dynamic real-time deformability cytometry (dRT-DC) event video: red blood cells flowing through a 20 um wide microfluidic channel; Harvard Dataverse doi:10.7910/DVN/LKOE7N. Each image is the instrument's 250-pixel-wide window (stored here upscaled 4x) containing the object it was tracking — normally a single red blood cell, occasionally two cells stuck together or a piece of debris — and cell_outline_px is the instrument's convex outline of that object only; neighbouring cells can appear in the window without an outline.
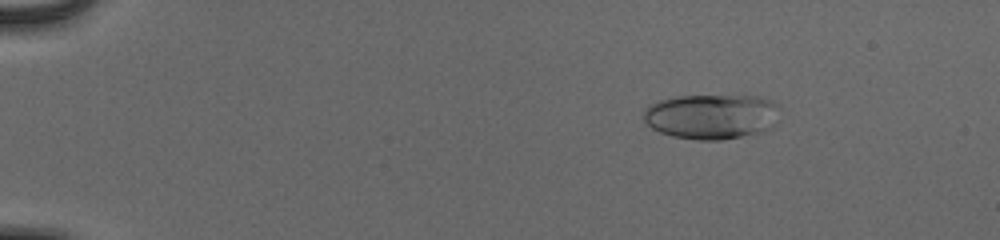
{"species": "human", "species_latin": "Homo sapiens", "temperature_condition": "cold", "stored_images_in_passage": 56, "camera_frame_rate_fps": 3000, "um_per_image_px": 0.085, "donor": {"sex": "male"}, "frame": {"image": 1, "passage_image": 10, "time_ms": 3.0, "image_size_px": [1000, 240], "cell_outline_px": [[772, 124], [768, 128], [760, 132], [720, 140], [696, 140], [672, 136], [660, 132], [652, 128], [644, 120], [644, 112], [652, 104], [660, 100], [680, 96], [756, 96], [772, 104]], "centroid_in_image_um": [60.33, 9.92], "position_along_channel_um": 24.7, "area_um2": 34.39}}
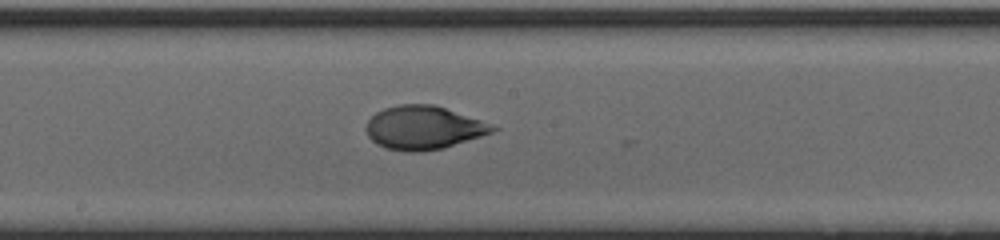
{"frame": {"image": 2, "passage_image": 33, "time_ms": 10.667, "image_size_px": [1000, 240], "cell_outline_px": [[500, 128], [492, 132], [444, 148], [420, 152], [408, 152], [384, 148], [376, 144], [368, 136], [364, 128], [368, 120], [376, 112], [384, 108], [396, 104], [436, 104], [480, 120]], "centroid_in_image_um": [35.95, 10.85], "position_along_channel_um": 212.2, "area_um2": 32.19}}
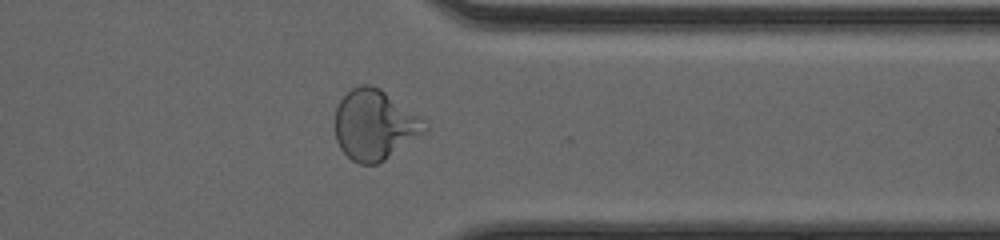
{"frame": {"image": 3, "passage_image": 46, "time_ms": 15.0, "image_size_px": [1000, 240], "cell_outline_px": [[428, 128], [424, 132], [384, 160], [376, 164], [360, 164], [352, 160], [340, 148], [336, 140], [336, 108], [340, 100], [352, 88], [364, 84], [368, 84], [380, 88], [428, 120]], "centroid_in_image_um": [31.87, 10.59], "position_along_channel_um": 379.5, "area_um2": 36.59}, "authors_computed_cell_mechanics": {"area_um2": 32.946, "velocity_mm_per_s": 3.9049, "shape_relaxation_time_tau1_ms": 4.9867, "shape_relaxation_time_tau2_ms": 1.2724, "deformation_change_tau1": 0.2095, "deformation_change_tau2": 0.0415}}